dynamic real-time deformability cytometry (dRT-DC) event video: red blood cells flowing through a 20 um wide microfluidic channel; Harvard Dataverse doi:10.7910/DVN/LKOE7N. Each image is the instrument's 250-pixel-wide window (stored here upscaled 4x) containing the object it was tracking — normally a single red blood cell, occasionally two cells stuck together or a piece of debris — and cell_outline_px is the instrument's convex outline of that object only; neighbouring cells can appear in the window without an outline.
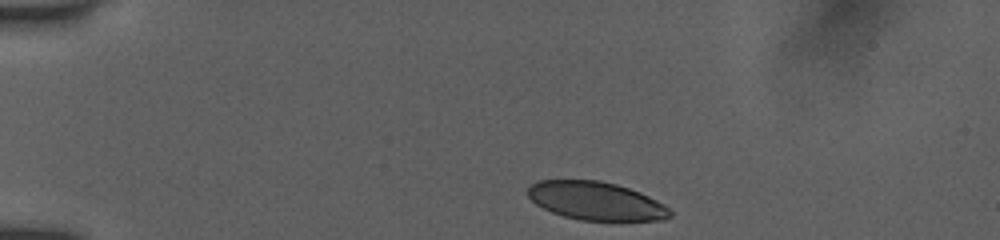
{"species": "human", "species_latin": "Homo sapiens", "temperature_condition": "room temperature", "stored_images_in_passage": 38, "camera_frame_rate_fps": 3000, "um_per_image_px": 0.085, "donor": {"sex": "female"}, "frame": {"image": 1, "passage_image": 1, "time_ms": 0.0, "image_size_px": [1000, 240], "cell_outline_px": [[672, 216], [664, 220], [580, 220], [564, 216], [552, 212], [536, 204], [528, 196], [528, 188], [532, 184], [540, 180], [600, 180], [616, 184], [640, 192], [664, 204], [672, 212]], "centroid_in_image_um": [50.67, 17.08], "position_along_channel_um": 34.3, "area_um2": 31.56}}
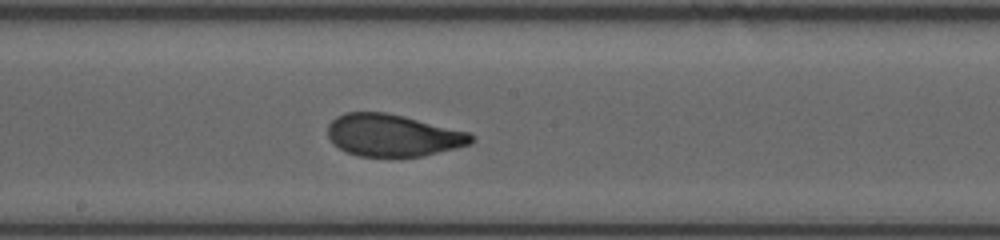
{"frame": {"image": 2, "passage_image": 20, "time_ms": 6.333, "image_size_px": [1000, 240], "cell_outline_px": [[476, 140], [472, 144], [424, 156], [356, 156], [332, 144], [328, 136], [328, 124], [336, 116], [344, 112], [384, 112], [404, 116], [468, 132]], "centroid_in_image_um": [33.38, 11.5], "position_along_channel_um": 214.8, "area_um2": 35.26}}
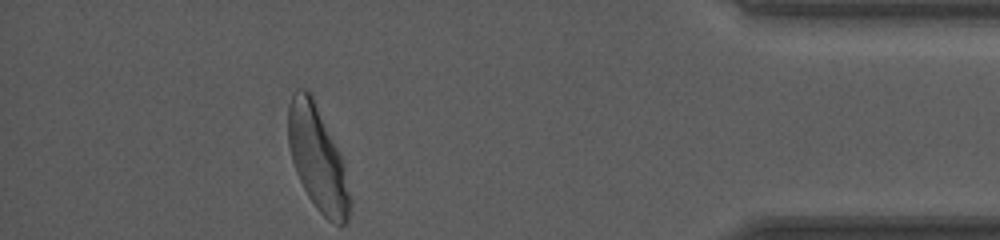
{"frame": {"image": 3, "passage_image": 38, "time_ms": 12.333, "image_size_px": [1000, 240], "cell_outline_px": [[352, 200], [348, 220], [344, 224], [336, 224], [328, 220], [316, 208], [308, 196], [296, 172], [292, 160], [288, 144], [288, 104], [292, 92], [296, 88], [308, 88], [312, 92], [316, 100], [340, 152]], "centroid_in_image_um": [26.99, 13.4], "position_along_channel_um": 408.2, "area_um2": 38.09}, "authors_computed_cell_mechanics": {"area_um2": 35.5759, "velocity_mm_per_s": 3.895, "shape_relaxation_time_tau1_ms": 3.941, "shape_relaxation_time_tau2_ms": 0.9331, "deformation_change_tau1": 0.1729, "deformation_change_tau2": 0.0449}}